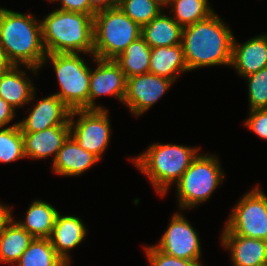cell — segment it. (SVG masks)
Here are the masks:
<instances>
[{
  "instance_id": "6da1fadb",
  "label": "cell",
  "mask_w": 267,
  "mask_h": 266,
  "mask_svg": "<svg viewBox=\"0 0 267 266\" xmlns=\"http://www.w3.org/2000/svg\"><path fill=\"white\" fill-rule=\"evenodd\" d=\"M234 34L219 15L183 27L182 46L189 71L196 68L230 65Z\"/></svg>"
},
{
  "instance_id": "7a4b0ae2",
  "label": "cell",
  "mask_w": 267,
  "mask_h": 266,
  "mask_svg": "<svg viewBox=\"0 0 267 266\" xmlns=\"http://www.w3.org/2000/svg\"><path fill=\"white\" fill-rule=\"evenodd\" d=\"M0 46L15 66L36 74L47 53L42 40L41 21L32 14H23L0 7Z\"/></svg>"
},
{
  "instance_id": "3957f363",
  "label": "cell",
  "mask_w": 267,
  "mask_h": 266,
  "mask_svg": "<svg viewBox=\"0 0 267 266\" xmlns=\"http://www.w3.org/2000/svg\"><path fill=\"white\" fill-rule=\"evenodd\" d=\"M47 54L83 53L93 56V17L89 14L53 10L41 21Z\"/></svg>"
},
{
  "instance_id": "277c9868",
  "label": "cell",
  "mask_w": 267,
  "mask_h": 266,
  "mask_svg": "<svg viewBox=\"0 0 267 266\" xmlns=\"http://www.w3.org/2000/svg\"><path fill=\"white\" fill-rule=\"evenodd\" d=\"M199 149L177 144L152 143L139 156L130 159L148 177L157 193L165 196L171 184L182 177L198 156Z\"/></svg>"
},
{
  "instance_id": "5b68a950",
  "label": "cell",
  "mask_w": 267,
  "mask_h": 266,
  "mask_svg": "<svg viewBox=\"0 0 267 266\" xmlns=\"http://www.w3.org/2000/svg\"><path fill=\"white\" fill-rule=\"evenodd\" d=\"M141 36V27L116 5L93 16V56L115 59Z\"/></svg>"
},
{
  "instance_id": "8992f818",
  "label": "cell",
  "mask_w": 267,
  "mask_h": 266,
  "mask_svg": "<svg viewBox=\"0 0 267 266\" xmlns=\"http://www.w3.org/2000/svg\"><path fill=\"white\" fill-rule=\"evenodd\" d=\"M47 60H51L60 87L59 92L54 94L71 111L89 109L91 68L80 53L47 54L43 66Z\"/></svg>"
},
{
  "instance_id": "52a82bcc",
  "label": "cell",
  "mask_w": 267,
  "mask_h": 266,
  "mask_svg": "<svg viewBox=\"0 0 267 266\" xmlns=\"http://www.w3.org/2000/svg\"><path fill=\"white\" fill-rule=\"evenodd\" d=\"M223 179L217 156L199 153L175 183L180 210L193 209L207 201Z\"/></svg>"
},
{
  "instance_id": "ba28073f",
  "label": "cell",
  "mask_w": 267,
  "mask_h": 266,
  "mask_svg": "<svg viewBox=\"0 0 267 266\" xmlns=\"http://www.w3.org/2000/svg\"><path fill=\"white\" fill-rule=\"evenodd\" d=\"M222 232L267 241V196L258 186L239 199Z\"/></svg>"
},
{
  "instance_id": "9c48e42d",
  "label": "cell",
  "mask_w": 267,
  "mask_h": 266,
  "mask_svg": "<svg viewBox=\"0 0 267 266\" xmlns=\"http://www.w3.org/2000/svg\"><path fill=\"white\" fill-rule=\"evenodd\" d=\"M107 109L73 110L70 113V136L84 150L101 160L111 139ZM78 116V120L73 119Z\"/></svg>"
},
{
  "instance_id": "30bf717a",
  "label": "cell",
  "mask_w": 267,
  "mask_h": 266,
  "mask_svg": "<svg viewBox=\"0 0 267 266\" xmlns=\"http://www.w3.org/2000/svg\"><path fill=\"white\" fill-rule=\"evenodd\" d=\"M199 235L189 220L175 213L158 244L154 245L165 254L176 258L201 263L202 256Z\"/></svg>"
},
{
  "instance_id": "8fae6325",
  "label": "cell",
  "mask_w": 267,
  "mask_h": 266,
  "mask_svg": "<svg viewBox=\"0 0 267 266\" xmlns=\"http://www.w3.org/2000/svg\"><path fill=\"white\" fill-rule=\"evenodd\" d=\"M173 83L168 78L150 72L131 77L127 79L123 104L139 117L158 102Z\"/></svg>"
},
{
  "instance_id": "7c38bea8",
  "label": "cell",
  "mask_w": 267,
  "mask_h": 266,
  "mask_svg": "<svg viewBox=\"0 0 267 266\" xmlns=\"http://www.w3.org/2000/svg\"><path fill=\"white\" fill-rule=\"evenodd\" d=\"M97 63L91 68L89 83V109H106L97 106L95 99L99 96L110 95L123 102L126 93L127 78L114 59H99L92 56ZM93 69V70H92Z\"/></svg>"
},
{
  "instance_id": "4fadbf2b",
  "label": "cell",
  "mask_w": 267,
  "mask_h": 266,
  "mask_svg": "<svg viewBox=\"0 0 267 266\" xmlns=\"http://www.w3.org/2000/svg\"><path fill=\"white\" fill-rule=\"evenodd\" d=\"M28 111L29 115L18 122L22 133H34L53 126H70L71 110L55 94L40 99Z\"/></svg>"
},
{
  "instance_id": "5bb4252c",
  "label": "cell",
  "mask_w": 267,
  "mask_h": 266,
  "mask_svg": "<svg viewBox=\"0 0 267 266\" xmlns=\"http://www.w3.org/2000/svg\"><path fill=\"white\" fill-rule=\"evenodd\" d=\"M233 40L231 64L236 72L246 77L267 67V34L255 36L245 43Z\"/></svg>"
},
{
  "instance_id": "9a60e30c",
  "label": "cell",
  "mask_w": 267,
  "mask_h": 266,
  "mask_svg": "<svg viewBox=\"0 0 267 266\" xmlns=\"http://www.w3.org/2000/svg\"><path fill=\"white\" fill-rule=\"evenodd\" d=\"M221 245L231 253L234 266H266L267 241L222 232Z\"/></svg>"
},
{
  "instance_id": "2e32d148",
  "label": "cell",
  "mask_w": 267,
  "mask_h": 266,
  "mask_svg": "<svg viewBox=\"0 0 267 266\" xmlns=\"http://www.w3.org/2000/svg\"><path fill=\"white\" fill-rule=\"evenodd\" d=\"M87 228L79 217L57 215L50 241L57 255L68 265L71 264L69 251L76 248L86 237Z\"/></svg>"
},
{
  "instance_id": "e0dca14e",
  "label": "cell",
  "mask_w": 267,
  "mask_h": 266,
  "mask_svg": "<svg viewBox=\"0 0 267 266\" xmlns=\"http://www.w3.org/2000/svg\"><path fill=\"white\" fill-rule=\"evenodd\" d=\"M26 158L55 160L59 149L70 136V126H53L34 133H22Z\"/></svg>"
},
{
  "instance_id": "ac0fdd59",
  "label": "cell",
  "mask_w": 267,
  "mask_h": 266,
  "mask_svg": "<svg viewBox=\"0 0 267 266\" xmlns=\"http://www.w3.org/2000/svg\"><path fill=\"white\" fill-rule=\"evenodd\" d=\"M100 160L69 136L53 161L52 171L61 176H80Z\"/></svg>"
},
{
  "instance_id": "d6986e66",
  "label": "cell",
  "mask_w": 267,
  "mask_h": 266,
  "mask_svg": "<svg viewBox=\"0 0 267 266\" xmlns=\"http://www.w3.org/2000/svg\"><path fill=\"white\" fill-rule=\"evenodd\" d=\"M13 65L7 72L0 75V97L10 104L15 110L30 104L35 99L36 88L33 81L28 79L26 71Z\"/></svg>"
},
{
  "instance_id": "ffe728a7",
  "label": "cell",
  "mask_w": 267,
  "mask_h": 266,
  "mask_svg": "<svg viewBox=\"0 0 267 266\" xmlns=\"http://www.w3.org/2000/svg\"><path fill=\"white\" fill-rule=\"evenodd\" d=\"M182 32L183 27L162 11L141 27V37L150 48L182 44Z\"/></svg>"
},
{
  "instance_id": "44dd1931",
  "label": "cell",
  "mask_w": 267,
  "mask_h": 266,
  "mask_svg": "<svg viewBox=\"0 0 267 266\" xmlns=\"http://www.w3.org/2000/svg\"><path fill=\"white\" fill-rule=\"evenodd\" d=\"M182 44L151 48L150 73L175 82L183 72H188Z\"/></svg>"
},
{
  "instance_id": "7402d4cb",
  "label": "cell",
  "mask_w": 267,
  "mask_h": 266,
  "mask_svg": "<svg viewBox=\"0 0 267 266\" xmlns=\"http://www.w3.org/2000/svg\"><path fill=\"white\" fill-rule=\"evenodd\" d=\"M59 211L43 200H35L29 206L24 221L17 223L34 238L49 239Z\"/></svg>"
},
{
  "instance_id": "603a6c76",
  "label": "cell",
  "mask_w": 267,
  "mask_h": 266,
  "mask_svg": "<svg viewBox=\"0 0 267 266\" xmlns=\"http://www.w3.org/2000/svg\"><path fill=\"white\" fill-rule=\"evenodd\" d=\"M33 239L12 217L0 235V263L16 264Z\"/></svg>"
},
{
  "instance_id": "cb8c5ba5",
  "label": "cell",
  "mask_w": 267,
  "mask_h": 266,
  "mask_svg": "<svg viewBox=\"0 0 267 266\" xmlns=\"http://www.w3.org/2000/svg\"><path fill=\"white\" fill-rule=\"evenodd\" d=\"M150 56L151 48L140 36L137 40L131 42L114 61L120 66L126 78L129 79L149 72Z\"/></svg>"
},
{
  "instance_id": "d4e9b609",
  "label": "cell",
  "mask_w": 267,
  "mask_h": 266,
  "mask_svg": "<svg viewBox=\"0 0 267 266\" xmlns=\"http://www.w3.org/2000/svg\"><path fill=\"white\" fill-rule=\"evenodd\" d=\"M16 266H68L56 253L50 239L34 238Z\"/></svg>"
},
{
  "instance_id": "484cf974",
  "label": "cell",
  "mask_w": 267,
  "mask_h": 266,
  "mask_svg": "<svg viewBox=\"0 0 267 266\" xmlns=\"http://www.w3.org/2000/svg\"><path fill=\"white\" fill-rule=\"evenodd\" d=\"M172 18L182 27L195 24L214 13L208 0H171Z\"/></svg>"
},
{
  "instance_id": "4316f807",
  "label": "cell",
  "mask_w": 267,
  "mask_h": 266,
  "mask_svg": "<svg viewBox=\"0 0 267 266\" xmlns=\"http://www.w3.org/2000/svg\"><path fill=\"white\" fill-rule=\"evenodd\" d=\"M26 158L19 123L0 128V163H11Z\"/></svg>"
},
{
  "instance_id": "83f0119b",
  "label": "cell",
  "mask_w": 267,
  "mask_h": 266,
  "mask_svg": "<svg viewBox=\"0 0 267 266\" xmlns=\"http://www.w3.org/2000/svg\"><path fill=\"white\" fill-rule=\"evenodd\" d=\"M117 5L140 27L148 24L163 9L154 0H120Z\"/></svg>"
},
{
  "instance_id": "f1b7e54d",
  "label": "cell",
  "mask_w": 267,
  "mask_h": 266,
  "mask_svg": "<svg viewBox=\"0 0 267 266\" xmlns=\"http://www.w3.org/2000/svg\"><path fill=\"white\" fill-rule=\"evenodd\" d=\"M244 78L248 81L249 110L267 109V67Z\"/></svg>"
},
{
  "instance_id": "f546056e",
  "label": "cell",
  "mask_w": 267,
  "mask_h": 266,
  "mask_svg": "<svg viewBox=\"0 0 267 266\" xmlns=\"http://www.w3.org/2000/svg\"><path fill=\"white\" fill-rule=\"evenodd\" d=\"M150 266H203L196 261L176 258L165 254L154 245L144 246Z\"/></svg>"
},
{
  "instance_id": "4dcf8cb0",
  "label": "cell",
  "mask_w": 267,
  "mask_h": 266,
  "mask_svg": "<svg viewBox=\"0 0 267 266\" xmlns=\"http://www.w3.org/2000/svg\"><path fill=\"white\" fill-rule=\"evenodd\" d=\"M249 116L244 122L253 133L267 140V109L249 110Z\"/></svg>"
},
{
  "instance_id": "1f68e13d",
  "label": "cell",
  "mask_w": 267,
  "mask_h": 266,
  "mask_svg": "<svg viewBox=\"0 0 267 266\" xmlns=\"http://www.w3.org/2000/svg\"><path fill=\"white\" fill-rule=\"evenodd\" d=\"M61 2L58 9L71 12H79L89 14L92 17L97 12L91 5L89 0H49V2Z\"/></svg>"
},
{
  "instance_id": "d6a6232c",
  "label": "cell",
  "mask_w": 267,
  "mask_h": 266,
  "mask_svg": "<svg viewBox=\"0 0 267 266\" xmlns=\"http://www.w3.org/2000/svg\"><path fill=\"white\" fill-rule=\"evenodd\" d=\"M15 111L10 104L0 97V128H6L7 124L15 118Z\"/></svg>"
},
{
  "instance_id": "836d02e7",
  "label": "cell",
  "mask_w": 267,
  "mask_h": 266,
  "mask_svg": "<svg viewBox=\"0 0 267 266\" xmlns=\"http://www.w3.org/2000/svg\"><path fill=\"white\" fill-rule=\"evenodd\" d=\"M12 210L9 205L0 204V235L2 234L4 226L12 218Z\"/></svg>"
},
{
  "instance_id": "e575fe53",
  "label": "cell",
  "mask_w": 267,
  "mask_h": 266,
  "mask_svg": "<svg viewBox=\"0 0 267 266\" xmlns=\"http://www.w3.org/2000/svg\"><path fill=\"white\" fill-rule=\"evenodd\" d=\"M90 5L96 10H103L117 5L116 0H89Z\"/></svg>"
},
{
  "instance_id": "d590c367",
  "label": "cell",
  "mask_w": 267,
  "mask_h": 266,
  "mask_svg": "<svg viewBox=\"0 0 267 266\" xmlns=\"http://www.w3.org/2000/svg\"><path fill=\"white\" fill-rule=\"evenodd\" d=\"M13 64L8 60L5 51L0 46V75L7 72Z\"/></svg>"
},
{
  "instance_id": "8d00e7d4",
  "label": "cell",
  "mask_w": 267,
  "mask_h": 266,
  "mask_svg": "<svg viewBox=\"0 0 267 266\" xmlns=\"http://www.w3.org/2000/svg\"><path fill=\"white\" fill-rule=\"evenodd\" d=\"M157 4H159L163 9L165 6H168L171 0H154Z\"/></svg>"
}]
</instances>
